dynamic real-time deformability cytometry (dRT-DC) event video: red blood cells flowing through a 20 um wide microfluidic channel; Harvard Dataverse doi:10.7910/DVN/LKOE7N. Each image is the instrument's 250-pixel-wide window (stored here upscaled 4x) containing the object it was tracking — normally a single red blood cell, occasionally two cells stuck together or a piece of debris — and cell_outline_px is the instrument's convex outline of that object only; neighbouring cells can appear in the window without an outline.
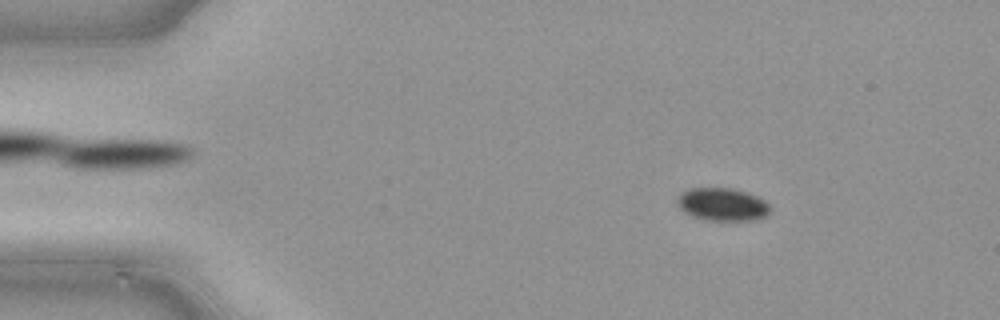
{"species": "common noctule bat (a hibernating species)", "species_latin": "Nyctalus noctula", "temperature_condition": "cold", "stored_images_in_passage": 43, "camera_frame_rate_fps": 3000, "um_per_image_px": 0.085, "animal": {"sex": "male", "body_mass_g": 21.5, "forearm_length_mm": 52.0}, "frame": {"image": 1, "passage_image": 2, "time_ms": 0.333, "image_size_px": [1000, 320], "cell_outline_px": [[772, 208], [764, 216], [752, 220], [704, 220], [692, 216], [684, 212], [676, 204], [676, 200], [680, 192], [688, 188], [732, 188], [748, 192], [764, 200]], "centroid_in_image_um": [61.35, 17.36], "position_along_channel_um": 23.6, "area_um2": 17.92}}
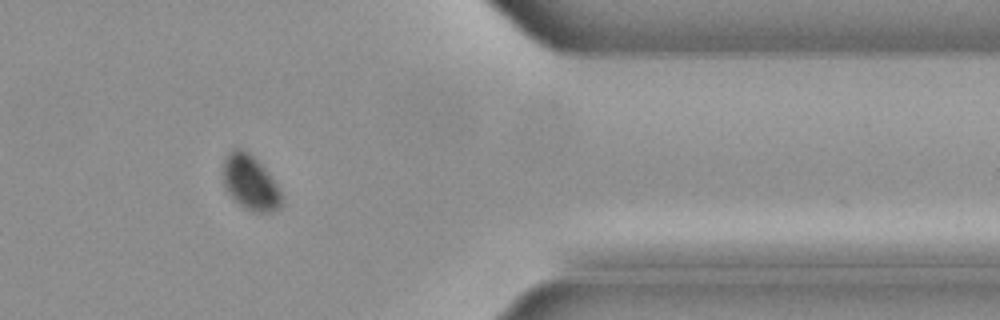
{"frame": {"image": 2, "passage_image": 35, "time_ms": 11.333, "image_size_px": [1000, 320], "cell_outline_px": [[284, 200], [280, 208], [272, 212], [256, 212], [244, 208], [228, 192], [224, 184], [224, 156], [232, 148], [244, 148], [268, 172], [276, 184]], "centroid_in_image_um": [21.29, 15.51], "position_along_channel_um": 390.1, "area_um2": 18.55}}
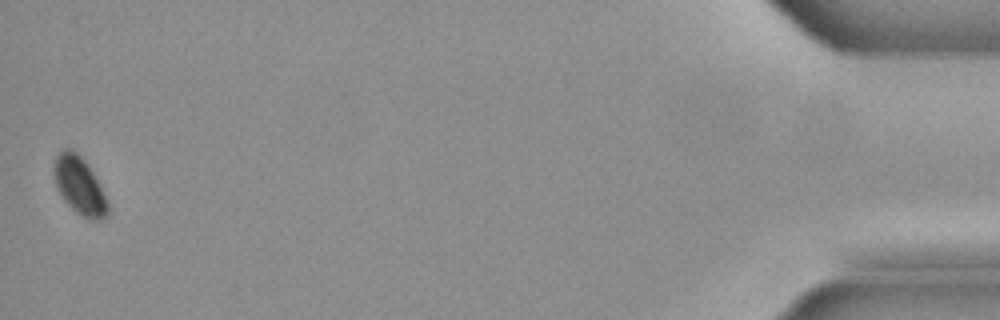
{"frame": {"image": 3, "passage_image": 43, "time_ms": 14.0, "image_size_px": [1000, 320], "cell_outline_px": [[108, 212], [104, 220], [88, 220], [76, 212], [64, 200], [56, 184], [56, 156], [64, 148], [68, 148], [76, 152], [88, 164], [100, 184], [108, 200]], "centroid_in_image_um": [6.82, 15.82], "position_along_channel_um": 428.4, "area_um2": 17.74}}